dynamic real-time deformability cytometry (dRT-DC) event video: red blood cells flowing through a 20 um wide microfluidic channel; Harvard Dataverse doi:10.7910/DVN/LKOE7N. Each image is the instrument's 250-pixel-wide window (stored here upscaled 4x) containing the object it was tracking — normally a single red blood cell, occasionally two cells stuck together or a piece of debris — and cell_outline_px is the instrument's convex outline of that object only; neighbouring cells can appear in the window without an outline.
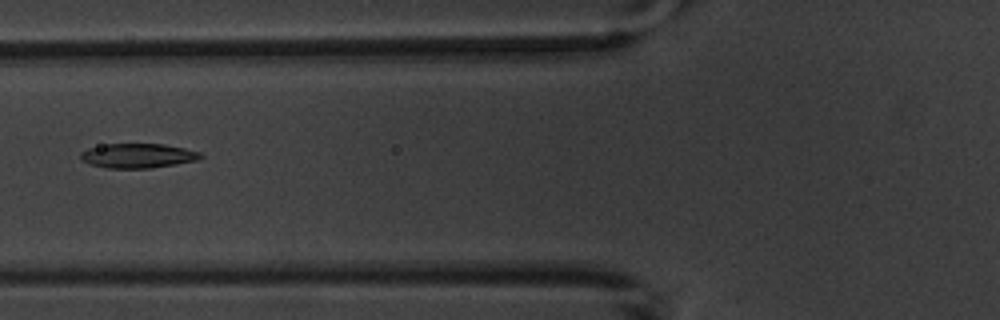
{"species": "common noctule bat (a hibernating species)", "species_latin": "Nyctalus noctula", "temperature_condition": "warm", "stored_images_in_passage": 7, "camera_frame_rate_fps": 3000, "um_per_image_px": 0.085, "animal": {"sex": "male", "body_mass_g": 20.1, "forearm_length_mm": 53.5}, "frame": {"image": 1, "passage_image": 7, "time_ms": 7.0, "image_size_px": [1000, 320], "cell_outline_px": [[204, 156], [196, 160], [176, 164], [152, 168], [108, 168], [92, 164], [84, 160], [80, 156], [80, 152], [88, 148], [108, 144], [164, 144], [184, 148], [200, 152]], "centroid_in_image_um": [11.75, 13.23], "position_along_channel_um": 114.1, "area_um2": 16.94}}